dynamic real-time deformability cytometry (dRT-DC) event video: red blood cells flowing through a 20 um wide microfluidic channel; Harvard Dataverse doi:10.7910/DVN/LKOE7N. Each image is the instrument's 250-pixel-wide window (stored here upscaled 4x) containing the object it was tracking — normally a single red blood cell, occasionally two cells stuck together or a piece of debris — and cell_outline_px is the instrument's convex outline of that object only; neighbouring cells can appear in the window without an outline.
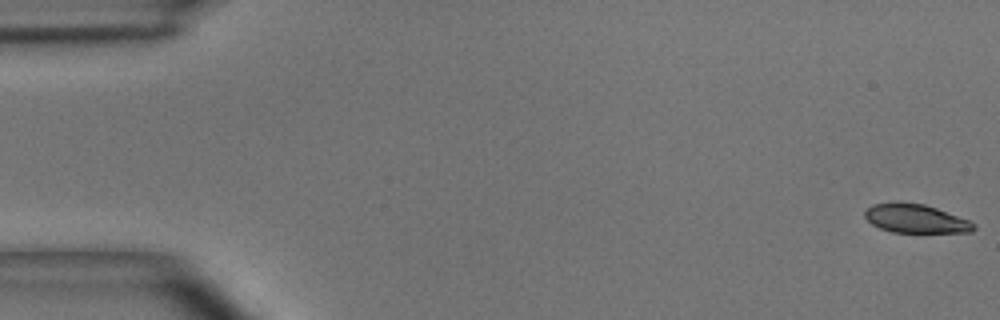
{"species": "common noctule bat (a hibernating species)", "species_latin": "Nyctalus noctula", "temperature_condition": "room temperature", "stored_images_in_passage": 18, "segment_of_instrument_passage": [1, 2], "camera_frame_rate_fps": 3000, "um_per_image_px": 0.085, "animal": {"sex": "male", "body_mass_g": 15.6}, "frame": {"image": 1, "passage_image": 1, "time_ms": 0.0, "image_size_px": [1000, 320], "cell_outline_px": [[976, 228], [972, 232], [892, 232], [880, 228], [872, 224], [864, 216], [864, 212], [872, 204], [892, 200], [900, 200], [924, 204], [936, 208], [968, 220], [976, 224]], "centroid_in_image_um": [77.79, 18.55], "position_along_channel_um": 7.2, "area_um2": 18.5}}
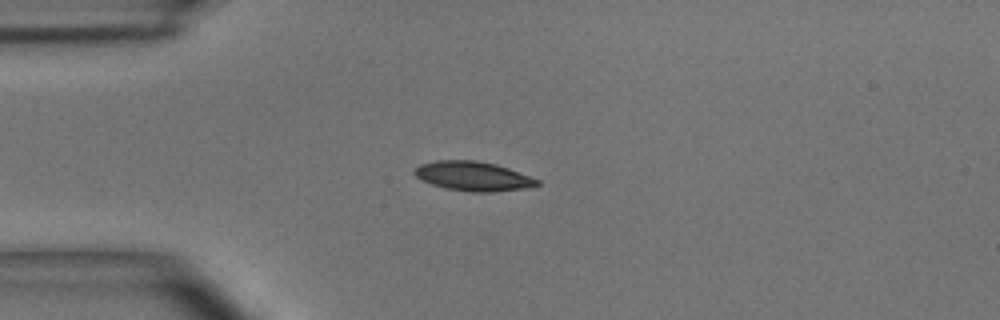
{"frame": {"image": 2, "passage_image": 13, "time_ms": 4.0, "image_size_px": [1000, 320], "cell_outline_px": [[540, 184], [524, 188], [492, 192], [472, 192], [444, 188], [420, 180], [412, 172], [412, 168], [420, 164], [436, 160], [476, 160], [496, 164], [508, 168], [540, 180]], "centroid_in_image_um": [40.15, 14.97], "position_along_channel_um": 44.8, "area_um2": 21.1}}